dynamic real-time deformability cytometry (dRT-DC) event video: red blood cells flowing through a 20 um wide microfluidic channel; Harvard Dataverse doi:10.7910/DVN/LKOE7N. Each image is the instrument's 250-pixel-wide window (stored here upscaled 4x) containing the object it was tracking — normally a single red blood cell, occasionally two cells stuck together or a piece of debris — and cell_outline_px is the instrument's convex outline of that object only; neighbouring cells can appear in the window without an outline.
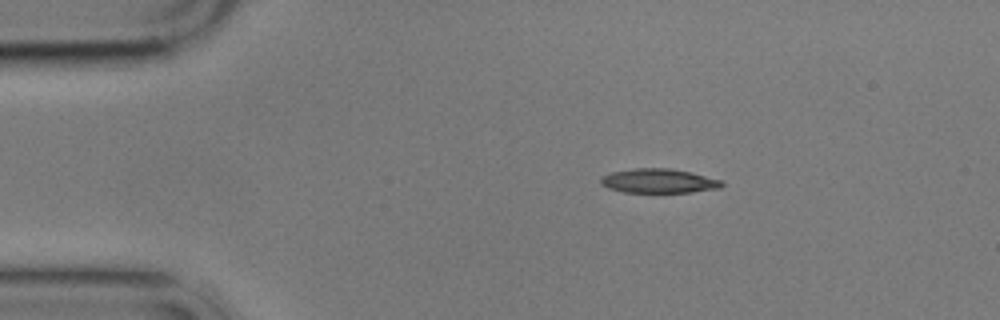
{"species": "common noctule bat (a hibernating species)", "species_latin": "Nyctalus noctula", "temperature_condition": "cold", "stored_images_in_passage": 3, "camera_frame_rate_fps": 3000, "um_per_image_px": 0.085, "animal": {"sex": "male", "body_mass_g": 17.9}, "frame": {"image": 1, "passage_image": 2, "time_ms": 1.333, "image_size_px": [1000, 320], "cell_outline_px": [[724, 184], [720, 188], [692, 192], [624, 192], [608, 188], [600, 184], [600, 176], [612, 172], [636, 168], [668, 168], [692, 172], [724, 180]], "centroid_in_image_um": [56.01, 15.37], "position_along_channel_um": 29.0, "area_um2": 17.28}}